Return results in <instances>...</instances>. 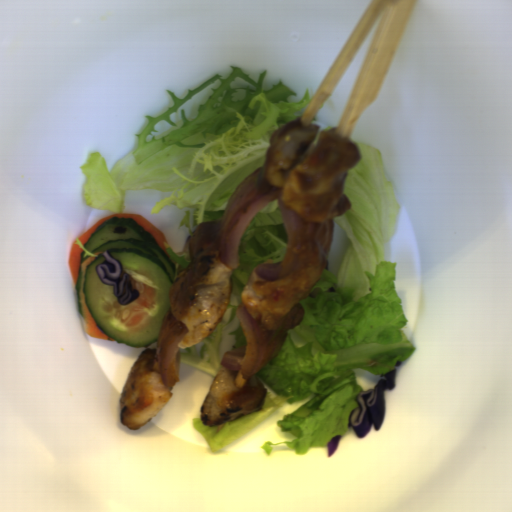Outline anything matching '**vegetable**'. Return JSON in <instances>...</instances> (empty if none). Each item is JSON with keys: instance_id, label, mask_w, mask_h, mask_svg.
<instances>
[{"instance_id": "vegetable-1", "label": "vegetable", "mask_w": 512, "mask_h": 512, "mask_svg": "<svg viewBox=\"0 0 512 512\" xmlns=\"http://www.w3.org/2000/svg\"><path fill=\"white\" fill-rule=\"evenodd\" d=\"M357 145L360 160L347 170L343 192L351 208L333 218L347 242L337 273L325 268L315 287L298 303L305 314L297 326L284 330L278 356L254 373L266 388L259 410L219 426L192 425L217 452L270 418L284 403L310 400L278 419L289 442L261 445L270 456L285 444L297 454L328 447L350 430L356 397L365 392L355 369L383 375L416 351L404 333L408 320L397 291V263L387 260L386 244L397 233L399 202L384 172L380 149Z\"/></svg>"}, {"instance_id": "vegetable-2", "label": "vegetable", "mask_w": 512, "mask_h": 512, "mask_svg": "<svg viewBox=\"0 0 512 512\" xmlns=\"http://www.w3.org/2000/svg\"><path fill=\"white\" fill-rule=\"evenodd\" d=\"M266 69L257 80L239 66L216 74L179 98L166 89L173 106L162 115L144 116L146 124L134 136L136 147L115 160L110 171L100 151L80 165L85 174L82 193L88 206L117 214L123 211L126 190L168 191L154 206L183 212L178 227L189 235L183 255L165 248L178 274L192 262L189 247L197 227L218 222L236 188L266 162L272 133L298 118L310 102L308 89L297 92L281 81L263 88Z\"/></svg>"}, {"instance_id": "vegetable-3", "label": "vegetable", "mask_w": 512, "mask_h": 512, "mask_svg": "<svg viewBox=\"0 0 512 512\" xmlns=\"http://www.w3.org/2000/svg\"><path fill=\"white\" fill-rule=\"evenodd\" d=\"M283 187L270 185L261 178V168L248 175L232 192L217 224L219 256L229 268L239 267V241L242 233L254 216L269 203L278 200L284 223L288 231V246L285 255L276 263H263L252 268L250 281L270 283L294 274L298 258L294 249L302 242L316 241L330 256L334 243L335 219L319 224H307L291 214L281 193Z\"/></svg>"}, {"instance_id": "vegetable-4", "label": "vegetable", "mask_w": 512, "mask_h": 512, "mask_svg": "<svg viewBox=\"0 0 512 512\" xmlns=\"http://www.w3.org/2000/svg\"><path fill=\"white\" fill-rule=\"evenodd\" d=\"M289 246V231L280 202L277 199L259 210L243 229L238 241L240 262L233 267L232 293L239 306L242 292L253 268L261 264L277 263L284 258Z\"/></svg>"}, {"instance_id": "vegetable-5", "label": "vegetable", "mask_w": 512, "mask_h": 512, "mask_svg": "<svg viewBox=\"0 0 512 512\" xmlns=\"http://www.w3.org/2000/svg\"><path fill=\"white\" fill-rule=\"evenodd\" d=\"M236 314L246 343L224 352L219 366L250 376L266 368L279 356L287 336L285 330L272 331L255 321L243 302L237 306Z\"/></svg>"}, {"instance_id": "vegetable-6", "label": "vegetable", "mask_w": 512, "mask_h": 512, "mask_svg": "<svg viewBox=\"0 0 512 512\" xmlns=\"http://www.w3.org/2000/svg\"><path fill=\"white\" fill-rule=\"evenodd\" d=\"M188 330L187 326L174 316L170 307L163 315L156 344L158 373L169 388L176 385L179 380L183 349L178 344Z\"/></svg>"}, {"instance_id": "vegetable-7", "label": "vegetable", "mask_w": 512, "mask_h": 512, "mask_svg": "<svg viewBox=\"0 0 512 512\" xmlns=\"http://www.w3.org/2000/svg\"><path fill=\"white\" fill-rule=\"evenodd\" d=\"M237 307L227 306L222 321L202 340L203 346L200 350H197L196 344L182 349L180 363H185L215 378L219 370L223 368L220 366L221 362L218 359V346L222 333L226 325L234 319Z\"/></svg>"}, {"instance_id": "vegetable-8", "label": "vegetable", "mask_w": 512, "mask_h": 512, "mask_svg": "<svg viewBox=\"0 0 512 512\" xmlns=\"http://www.w3.org/2000/svg\"><path fill=\"white\" fill-rule=\"evenodd\" d=\"M229 335H232L234 337L231 350L246 345L247 340L240 319L238 328L232 330Z\"/></svg>"}, {"instance_id": "vegetable-9", "label": "vegetable", "mask_w": 512, "mask_h": 512, "mask_svg": "<svg viewBox=\"0 0 512 512\" xmlns=\"http://www.w3.org/2000/svg\"><path fill=\"white\" fill-rule=\"evenodd\" d=\"M75 241H76V244L83 250V258H85L86 256H90V257H98V255H95L93 254L91 251H89L88 249H86L84 247V245L81 244L80 240L78 237H75Z\"/></svg>"}]
</instances>
